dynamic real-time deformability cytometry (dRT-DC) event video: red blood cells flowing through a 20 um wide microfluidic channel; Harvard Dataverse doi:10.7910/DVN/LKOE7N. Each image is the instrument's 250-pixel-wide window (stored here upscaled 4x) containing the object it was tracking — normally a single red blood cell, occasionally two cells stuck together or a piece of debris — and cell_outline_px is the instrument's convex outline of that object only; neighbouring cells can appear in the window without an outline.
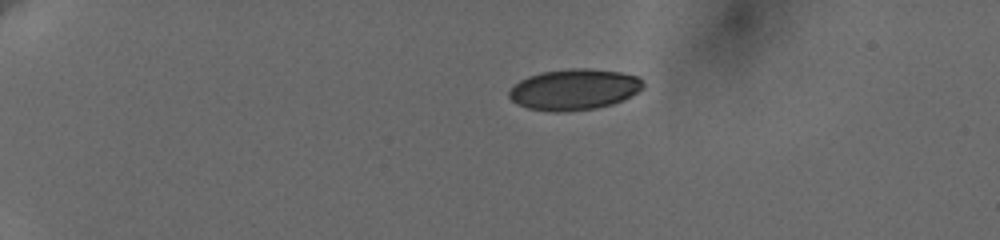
{"species": "human", "species_latin": "Homo sapiens", "temperature_condition": "cold", "stored_images_in_passage": 46, "camera_frame_rate_fps": 3000, "um_per_image_px": 0.085, "donor": {"sex": "female"}, "frame": {"image": 1, "passage_image": 1, "time_ms": 0.0, "image_size_px": [1000, 240], "cell_outline_px": [[644, 88], [640, 92], [624, 100], [612, 104], [596, 108], [564, 112], [556, 112], [528, 108], [516, 104], [508, 96], [508, 92], [520, 80], [528, 76], [540, 72], [572, 68], [588, 68], [620, 72], [640, 76], [644, 80]], "centroid_in_image_um": [48.86, 7.6], "position_along_channel_um": 36.1, "area_um2": 32.37}}
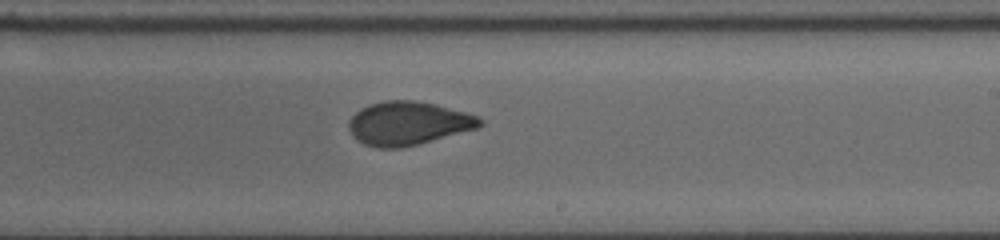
{"frame": {"image": 2, "passage_image": 26, "time_ms": 8.333, "image_size_px": [1000, 240], "cell_outline_px": [[484, 124], [476, 128], [416, 144], [400, 148], [376, 148], [364, 144], [356, 140], [352, 136], [348, 128], [348, 120], [360, 108], [368, 104], [384, 100], [412, 100], [436, 104], [480, 116], [484, 120]], "centroid_in_image_um": [34.66, 10.47], "position_along_channel_um": 254.3, "area_um2": 33.35}}
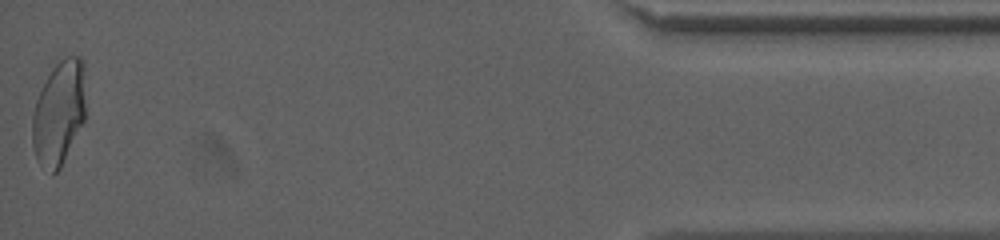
{"frame": {"image": 3, "passage_image": 46, "time_ms": 15.0, "image_size_px": [1000, 240], "cell_outline_px": [[84, 120], [60, 168], [52, 176], [36, 160], [32, 144], [32, 116], [36, 100], [48, 76], [56, 64], [60, 60], [68, 56], [80, 56], [84, 60]], "centroid_in_image_um": [4.99, 9.62], "position_along_channel_um": 430.2, "area_um2": 32.25}, "authors_computed_cell_mechanics": {"area_um2": 32.8304, "velocity_mm_per_s": 3.6438, "shape_relaxation_time_tau1_ms": 4.7037, "shape_relaxation_time_tau2_ms": 1.1526, "deformation_change_tau1": 0.1458, "deformation_change_tau2": 0.053}}